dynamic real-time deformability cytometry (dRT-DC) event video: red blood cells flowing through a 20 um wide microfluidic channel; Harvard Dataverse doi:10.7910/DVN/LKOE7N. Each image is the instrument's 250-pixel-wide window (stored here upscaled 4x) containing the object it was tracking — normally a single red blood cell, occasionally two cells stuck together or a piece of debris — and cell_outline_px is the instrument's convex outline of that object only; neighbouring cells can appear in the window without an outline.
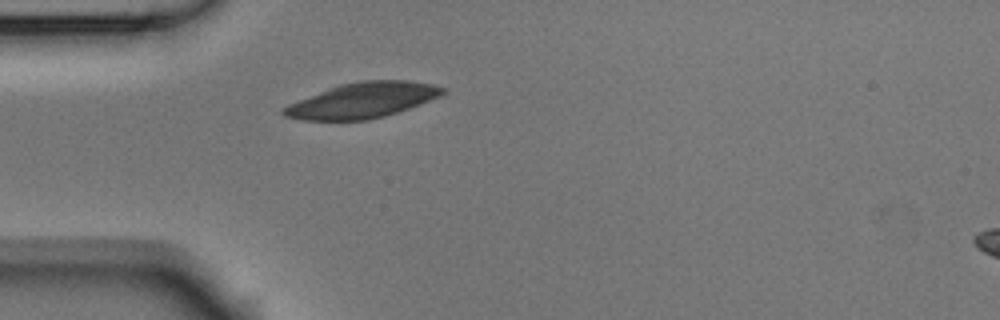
{"species": "Egyptian fruit bat (a non-hibernating species)", "species_latin": "Rousettus aegyptiacus", "temperature_condition": "room temperature", "stored_images_in_passage": 1, "camera_frame_rate_fps": 3000, "um_per_image_px": 0.085, "animal": {"sex": "male"}, "frame": {"image": 1, "passage_image": 1, "time_ms": 0.0, "image_size_px": [1000, 320], "cell_outline_px": [[448, 92], [440, 96], [420, 104], [384, 116], [368, 120], [304, 120], [284, 116], [280, 112], [280, 108], [288, 104], [328, 88], [340, 84], [360, 80], [408, 80], [432, 84], [448, 88]], "centroid_in_image_um": [30.82, 8.52], "position_along_channel_um": 54.2, "area_um2": 32.89}}